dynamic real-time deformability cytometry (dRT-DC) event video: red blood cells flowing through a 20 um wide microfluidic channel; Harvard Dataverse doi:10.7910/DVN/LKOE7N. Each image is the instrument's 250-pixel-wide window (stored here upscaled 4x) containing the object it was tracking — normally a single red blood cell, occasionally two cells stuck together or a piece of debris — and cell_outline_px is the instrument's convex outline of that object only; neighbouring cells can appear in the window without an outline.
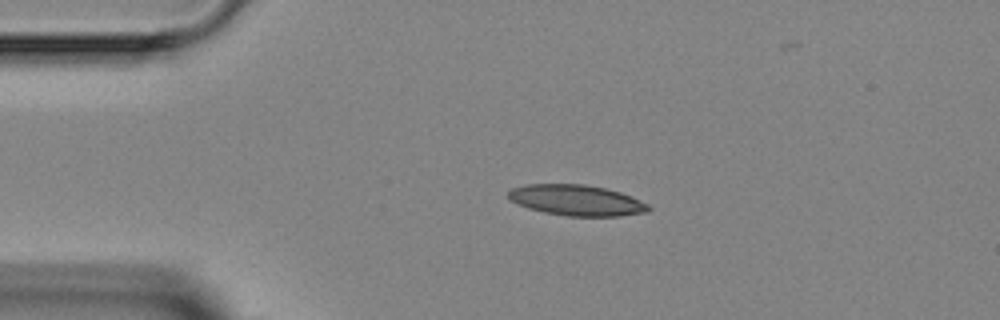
{"species": "Egyptian fruit bat (a non-hibernating species)", "species_latin": "Rousettus aegyptiacus", "temperature_condition": "room temperature", "stored_images_in_passage": 1, "camera_frame_rate_fps": 3000, "um_per_image_px": 0.085, "animal": {"sex": "female"}, "frame": {"image": 1, "passage_image": 1, "time_ms": 0.0, "image_size_px": [1000, 320], "cell_outline_px": [[652, 208], [648, 212], [620, 216], [568, 216], [544, 212], [528, 208], [516, 204], [508, 196], [508, 192], [512, 188], [524, 184], [584, 184], [604, 188], [620, 192], [632, 196], [648, 204]], "centroid_in_image_um": [49.02, 17.02], "position_along_channel_um": 36.0, "area_um2": 25.2}}